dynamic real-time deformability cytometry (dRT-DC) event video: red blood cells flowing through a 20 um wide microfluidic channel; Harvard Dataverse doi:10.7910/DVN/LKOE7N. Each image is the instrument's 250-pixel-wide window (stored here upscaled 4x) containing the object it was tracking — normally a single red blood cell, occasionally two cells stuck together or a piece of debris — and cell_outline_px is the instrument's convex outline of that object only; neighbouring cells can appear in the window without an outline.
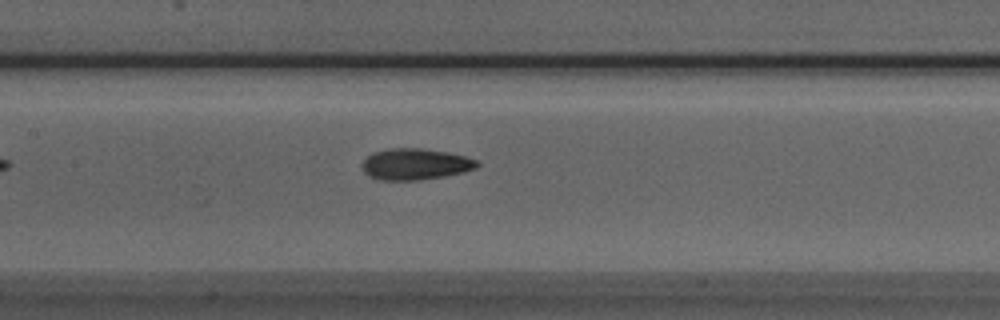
{"species": "Egyptian fruit bat (a non-hibernating species)", "species_latin": "Rousettus aegyptiacus", "temperature_condition": "room temperature", "stored_images_in_passage": 33, "camera_frame_rate_fps": 3000, "um_per_image_px": 0.085, "animal": {"sex": "male"}, "frame": {"image": 1, "passage_image": 9, "time_ms": 2.667, "image_size_px": [1000, 320], "cell_outline_px": [[480, 164], [476, 168], [464, 172], [444, 176], [420, 180], [376, 180], [368, 176], [364, 172], [360, 164], [372, 152], [388, 148], [424, 148], [448, 152], [464, 156], [476, 160]], "centroid_in_image_um": [35.26, 13.95], "position_along_channel_um": 172.1, "area_um2": 21.21}}
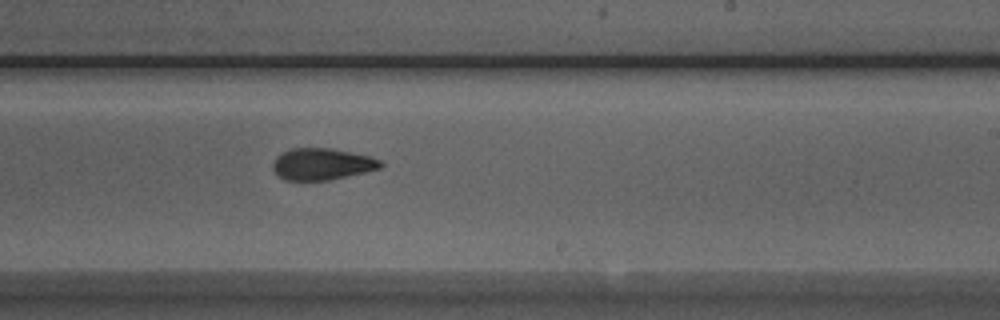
{"frame": {"image": 2, "passage_image": 16, "time_ms": 5.0, "image_size_px": [1000, 320], "cell_outline_px": [[384, 164], [380, 168], [364, 172], [328, 180], [284, 180], [272, 168], [272, 164], [276, 156], [280, 152], [292, 148], [332, 148], [368, 156], [380, 160]], "centroid_in_image_um": [27.33, 13.93], "position_along_channel_um": 261.7, "area_um2": 19.77}}
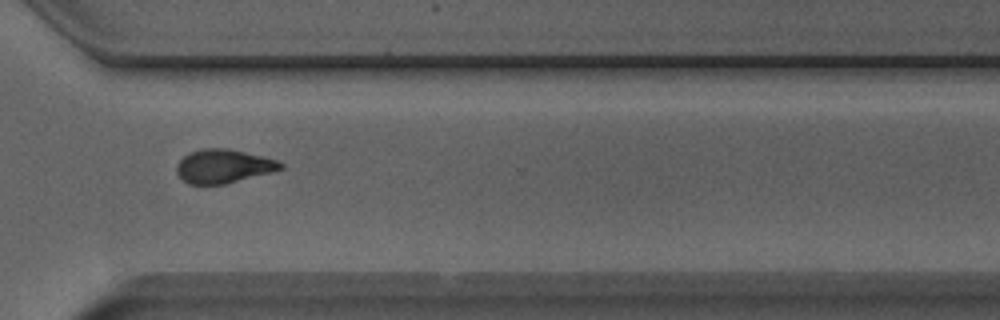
{"frame": {"image": 3, "passage_image": 23, "time_ms": 7.333, "image_size_px": [1000, 320], "cell_outline_px": [[284, 168], [272, 172], [224, 184], [188, 184], [176, 172], [176, 164], [188, 152], [200, 148], [228, 148], [264, 156], [276, 160], [284, 164]], "centroid_in_image_um": [18.99, 14.11], "position_along_channel_um": 351.6, "area_um2": 20.52}, "authors_computed_cell_mechanics": {"area_um2": 20.2878, "velocity_mm_per_s": 3.851, "shape_relaxation_time_tau1_ms": 6.5321, "shape_relaxation_time_tau2_ms": 2.5931, "deformation_change_tau1": 0.1608, "deformation_change_tau2": 0.0927}}